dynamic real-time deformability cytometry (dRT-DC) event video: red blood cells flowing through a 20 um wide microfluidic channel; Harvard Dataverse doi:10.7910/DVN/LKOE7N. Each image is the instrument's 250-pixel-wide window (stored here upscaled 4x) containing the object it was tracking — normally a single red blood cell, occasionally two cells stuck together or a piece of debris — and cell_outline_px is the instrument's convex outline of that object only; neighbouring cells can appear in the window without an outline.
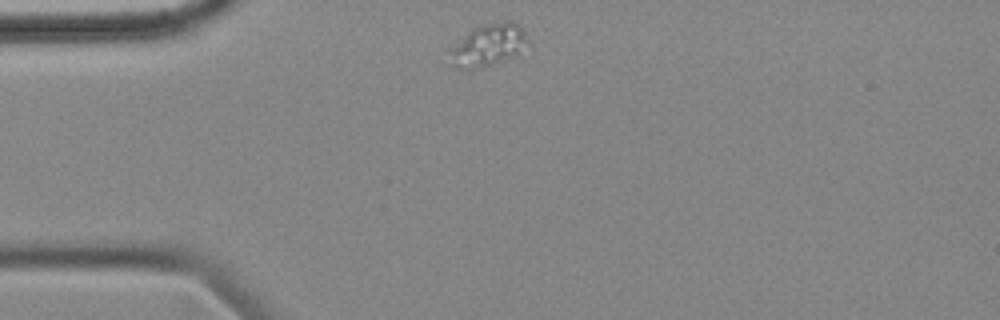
{"species": "common noctule bat (a hibernating species)", "species_latin": "Nyctalus noctula", "temperature_condition": "cold", "stored_images_in_passage": 45, "camera_frame_rate_fps": 3000, "um_per_image_px": 0.085, "animal": {"sex": "female", "body_mass_g": 18.4}, "frame": {"image": 1, "passage_image": 1, "time_ms": 0.0, "image_size_px": [1000, 320], "cell_outline_px": [[528, 40], [516, 52], [492, 64], [472, 68], [456, 68], [448, 64], [448, 48], [472, 28], [480, 24], [504, 20], [512, 20], [524, 32]], "centroid_in_image_um": [41.35, 3.79], "position_along_channel_um": 43.6, "area_um2": 18.9}}
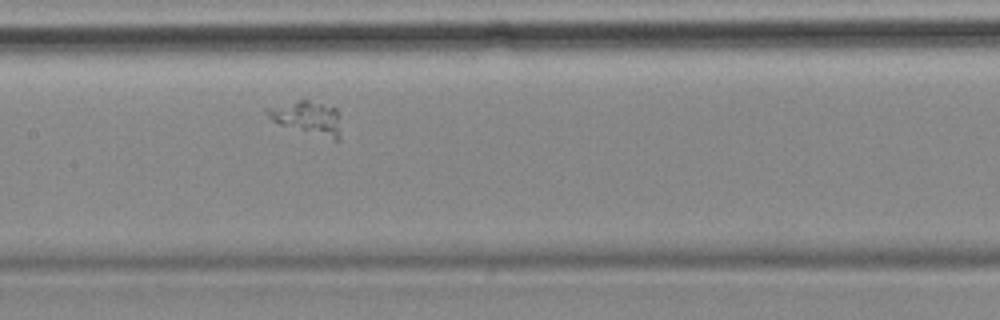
{"frame": {"image": 2, "passage_image": 15, "time_ms": 4.667, "image_size_px": [1000, 320], "cell_outline_px": [[340, 140], [336, 140], [280, 124], [272, 120], [264, 112], [264, 108], [300, 100], [308, 100], [336, 108], [340, 136]], "centroid_in_image_um": [26.1, 10.0], "position_along_channel_um": 181.3, "area_um2": 13.81}}
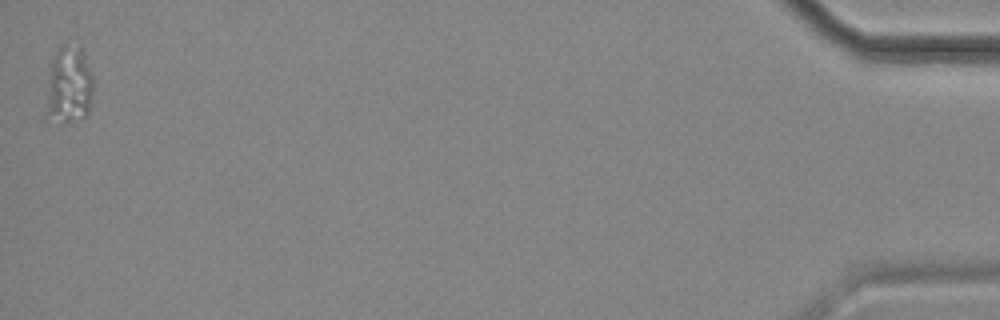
{"frame": {"image": 3, "passage_image": 45, "time_ms": 14.667, "image_size_px": [1000, 320], "cell_outline_px": [[92, 92], [88, 112], [84, 116], [68, 120], [64, 120], [44, 116], [44, 112], [48, 80], [52, 56], [60, 44], [64, 44], [80, 48], [92, 76]], "centroid_in_image_um": [5.81, 7.2], "position_along_channel_um": 429.4, "area_um2": 20.81}}